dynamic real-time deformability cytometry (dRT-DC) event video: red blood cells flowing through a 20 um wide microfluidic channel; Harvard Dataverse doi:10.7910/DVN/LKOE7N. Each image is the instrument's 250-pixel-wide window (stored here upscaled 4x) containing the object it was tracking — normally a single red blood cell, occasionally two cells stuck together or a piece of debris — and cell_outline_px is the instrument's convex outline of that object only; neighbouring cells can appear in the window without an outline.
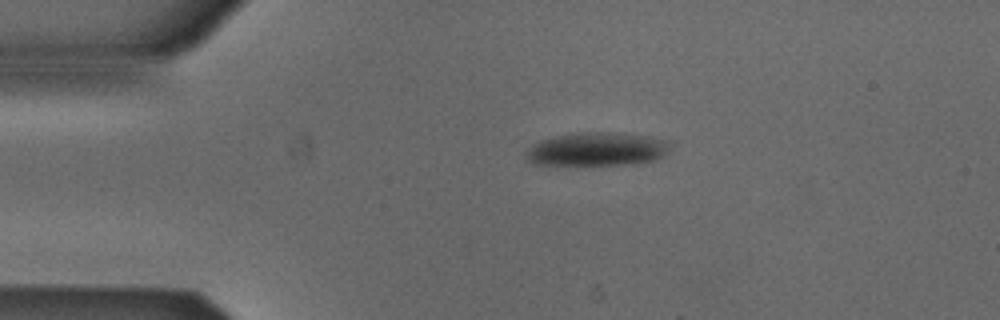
{"species": "Egyptian fruit bat (a non-hibernating species)", "species_latin": "Rousettus aegyptiacus", "temperature_condition": "cold", "stored_images_in_passage": 2, "camera_frame_rate_fps": 3000, "um_per_image_px": 0.085, "animal": {"sex": "male"}, "frame": {"image": 1, "passage_image": 1, "time_ms": 0.0, "image_size_px": [1000, 320], "cell_outline_px": [[672, 140], [664, 156], [656, 160], [632, 164], [532, 164], [524, 156], [528, 148], [532, 144], [540, 140], [556, 136], [580, 132], [612, 132], [644, 136]], "centroid_in_image_um": [50.75, 12.67], "position_along_channel_um": 34.3, "area_um2": 28.09}}